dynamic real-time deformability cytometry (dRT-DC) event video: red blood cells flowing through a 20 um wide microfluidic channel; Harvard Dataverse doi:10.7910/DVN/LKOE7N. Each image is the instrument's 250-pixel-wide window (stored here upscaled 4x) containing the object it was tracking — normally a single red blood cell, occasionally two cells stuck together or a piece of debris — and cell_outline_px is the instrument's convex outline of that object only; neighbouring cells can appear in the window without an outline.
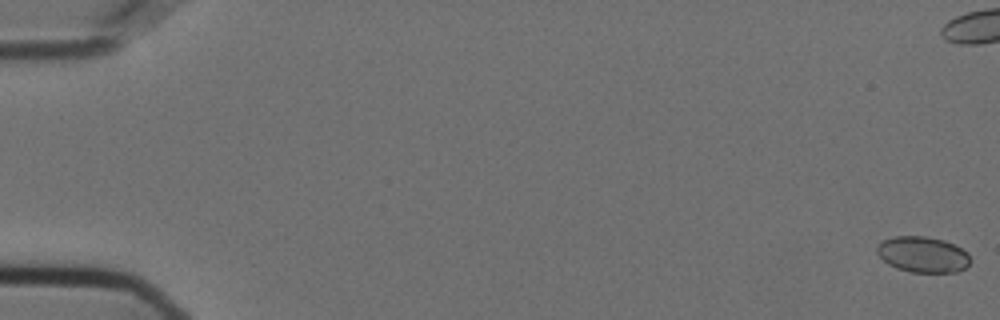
{"species": "Egyptian fruit bat (a non-hibernating species)", "species_latin": "Rousettus aegyptiacus", "temperature_condition": "cold", "stored_images_in_passage": 58, "camera_frame_rate_fps": 3000, "um_per_image_px": 0.085, "animal": {"sex": "female"}, "frame": {"image": 1, "passage_image": 1, "time_ms": 0.0, "image_size_px": [1000, 320], "cell_outline_px": [[972, 260], [964, 268], [956, 272], [912, 272], [896, 268], [888, 264], [876, 252], [876, 248], [880, 240], [896, 236], [924, 236], [944, 240], [968, 252]], "centroid_in_image_um": [78.42, 21.62], "position_along_channel_um": 6.6, "area_um2": 19.54}}
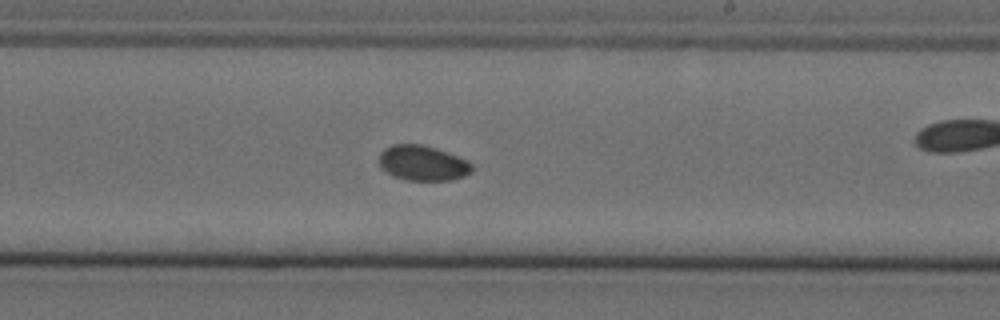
{"frame": {"image": 2, "passage_image": 35, "time_ms": 11.333, "image_size_px": [1000, 320], "cell_outline_px": [[472, 172], [464, 176], [452, 180], [404, 180], [392, 176], [380, 168], [380, 152], [384, 148], [392, 144], [420, 144], [436, 148], [468, 160], [472, 164]], "centroid_in_image_um": [35.92, 13.86], "position_along_channel_um": 253.1, "area_um2": 19.19}}
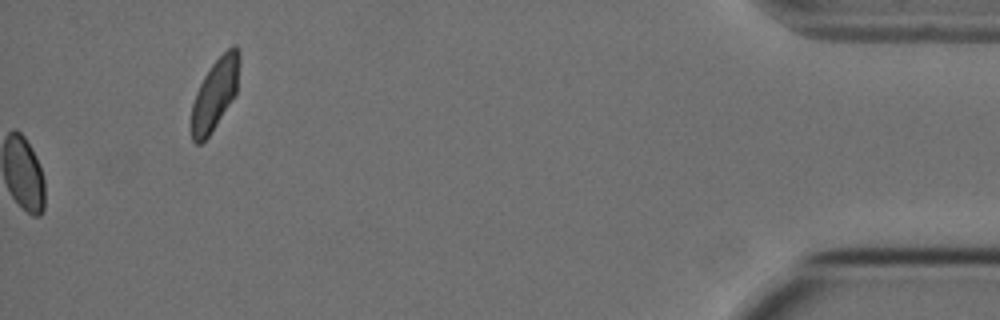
{"frame": {"image": 3, "passage_image": 58, "time_ms": 19.0, "image_size_px": [1000, 320], "cell_outline_px": [[240, 60], [236, 92], [216, 124], [208, 136], [200, 144], [196, 144], [192, 140], [192, 104], [196, 92], [204, 76], [212, 64], [232, 44], [236, 44], [240, 52]], "centroid_in_image_um": [18.28, 7.94], "position_along_channel_um": 416.9, "area_um2": 19.48}, "authors_computed_cell_mechanics": {"area_um2": 19.3341, "velocity_mm_per_s": 3.6109, "shape_relaxation_time_tau1_ms": 10.656, "shape_relaxation_time_tau2_ms": null, "deformation_change_tau1": 0.1062, "deformation_change_tau2": null}}